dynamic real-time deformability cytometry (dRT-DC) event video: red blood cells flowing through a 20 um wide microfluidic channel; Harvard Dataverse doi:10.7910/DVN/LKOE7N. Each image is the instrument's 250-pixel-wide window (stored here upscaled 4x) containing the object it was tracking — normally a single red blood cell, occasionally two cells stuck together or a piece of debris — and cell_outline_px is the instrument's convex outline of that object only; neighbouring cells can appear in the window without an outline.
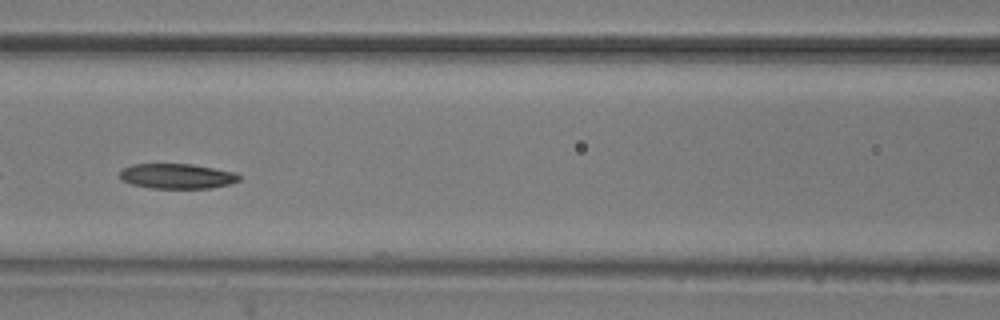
{"species": "common noctule bat (a hibernating species)", "species_latin": "Nyctalus noctula", "temperature_condition": "room temperature", "stored_images_in_passage": 9, "camera_frame_rate_fps": 3000, "um_per_image_px": 0.085, "animal": {"sex": "male", "body_mass_g": 20.5, "forearm_length_mm": 52.5}, "frame": {"image": 1, "passage_image": 6, "time_ms": 6.667, "image_size_px": [1000, 320], "cell_outline_px": [[240, 180], [232, 184], [212, 188], [152, 188], [132, 184], [124, 180], [120, 176], [120, 172], [124, 168], [132, 164], [192, 164], [236, 172], [240, 176]], "centroid_in_image_um": [15.11, 14.97], "position_along_channel_um": 151.5, "area_um2": 17.4}}
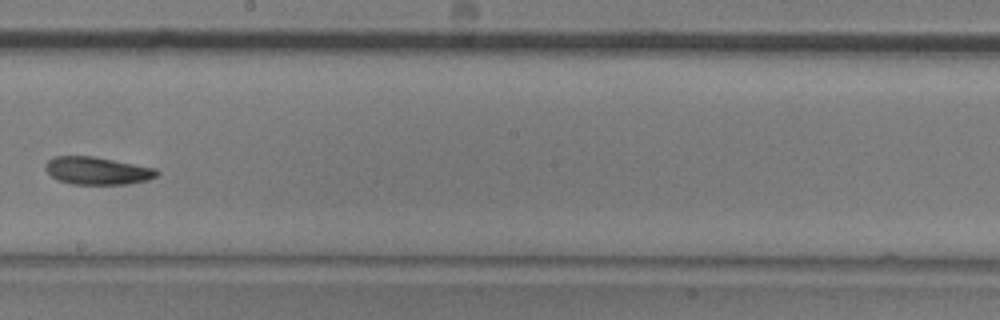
{"frame": {"image": 2, "passage_image": 8, "time_ms": 9.0, "image_size_px": [1000, 320], "cell_outline_px": [[160, 172], [156, 176], [148, 180], [128, 184], [72, 184], [60, 180], [52, 176], [44, 168], [44, 164], [52, 156], [92, 156], [156, 168]], "centroid_in_image_um": [8.27, 14.51], "position_along_channel_um": 239.9, "area_um2": 17.92}}
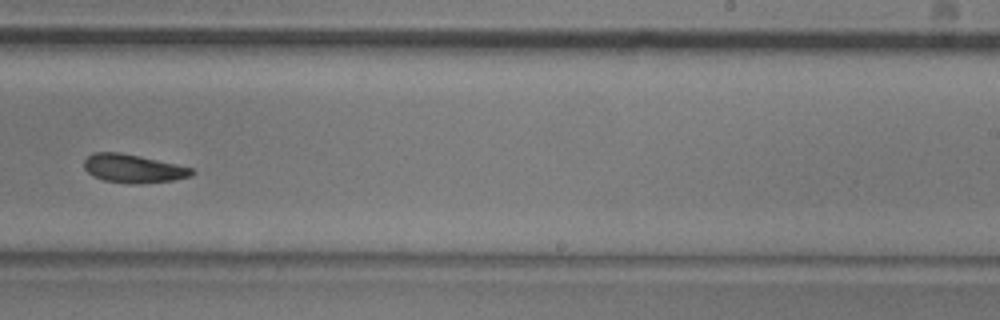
{"frame": {"image": 3, "passage_image": 9, "time_ms": 10.0, "image_size_px": [1000, 320], "cell_outline_px": [[196, 172], [192, 176], [172, 180], [140, 184], [132, 184], [104, 180], [92, 176], [84, 168], [84, 160], [92, 152], [120, 152], [140, 156], [176, 164], [192, 168]], "centroid_in_image_um": [11.32, 14.32], "position_along_channel_um": 277.7, "area_um2": 17.92}}